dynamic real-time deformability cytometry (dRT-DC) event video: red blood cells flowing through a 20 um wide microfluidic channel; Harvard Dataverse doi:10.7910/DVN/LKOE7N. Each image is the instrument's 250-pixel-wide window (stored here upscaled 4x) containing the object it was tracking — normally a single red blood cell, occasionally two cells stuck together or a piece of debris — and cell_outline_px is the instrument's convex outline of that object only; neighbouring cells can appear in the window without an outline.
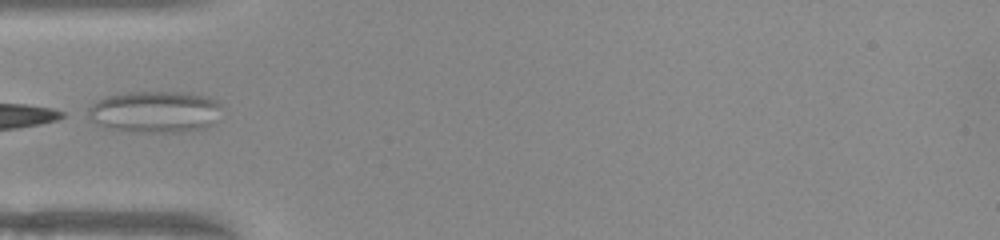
{"species": "common noctule bat (a hibernating species)", "species_latin": "Nyctalus noctula", "temperature_condition": "warm", "stored_images_in_passage": 32, "camera_frame_rate_fps": 3000, "um_per_image_px": 0.085, "animal": {"sex": "female", "body_mass_g": 22.0, "forearm_length_mm": 56.7}, "frame": {"image": 1, "passage_image": 1, "time_ms": 0.0, "image_size_px": [1000, 240], "cell_outline_px": [[220, 108], [212, 124], [204, 128], [180, 132], [136, 132], [104, 128], [88, 120], [88, 108], [92, 104], [104, 96], [128, 92], [188, 92], [208, 96], [216, 100], [220, 104]], "centroid_in_image_um": [13.11, 9.5], "position_along_channel_um": 71.9, "area_um2": 32.77}}